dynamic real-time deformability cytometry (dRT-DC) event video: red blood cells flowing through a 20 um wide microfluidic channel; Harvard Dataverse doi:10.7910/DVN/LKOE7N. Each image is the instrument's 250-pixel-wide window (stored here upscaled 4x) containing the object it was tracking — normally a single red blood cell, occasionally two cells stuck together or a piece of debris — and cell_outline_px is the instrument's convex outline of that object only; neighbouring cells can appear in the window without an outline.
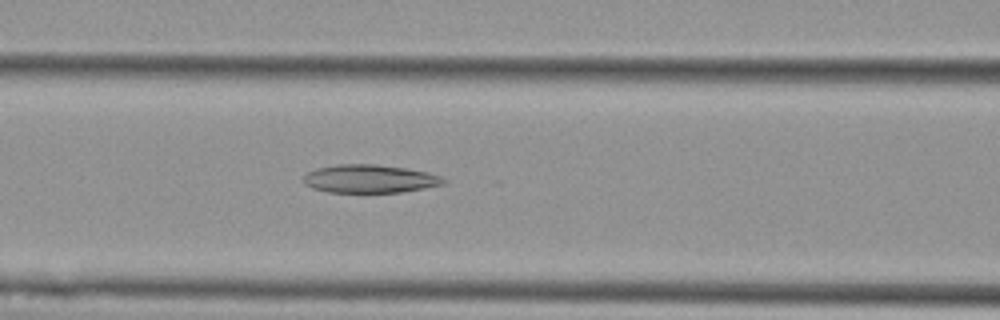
{"species": "Egyptian fruit bat (a non-hibernating species)", "species_latin": "Rousettus aegyptiacus", "temperature_condition": "cold", "stored_images_in_passage": 40, "camera_frame_rate_fps": 3000, "um_per_image_px": 0.085, "animal": {"sex": "female"}, "frame": {"image": 1, "passage_image": 9, "time_ms": 2.667, "image_size_px": [1000, 320], "cell_outline_px": [[448, 180], [444, 184], [424, 188], [400, 192], [328, 192], [312, 188], [304, 184], [304, 176], [308, 172], [316, 168], [336, 164], [376, 164], [404, 168], [428, 172], [440, 176]], "centroid_in_image_um": [31.42, 15.19], "position_along_channel_um": 135.2, "area_um2": 23.0}}
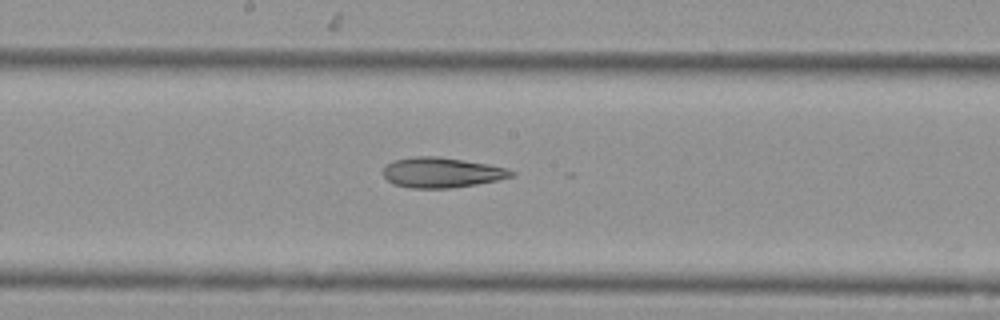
{"frame": {"image": 2, "passage_image": 15, "time_ms": 4.667, "image_size_px": [1000, 320], "cell_outline_px": [[516, 176], [476, 184], [448, 188], [412, 188], [396, 184], [388, 180], [380, 172], [392, 160], [412, 156], [440, 156], [488, 164], [508, 168], [516, 172]], "centroid_in_image_um": [37.55, 14.65], "position_along_channel_um": 210.6, "area_um2": 22.66}}
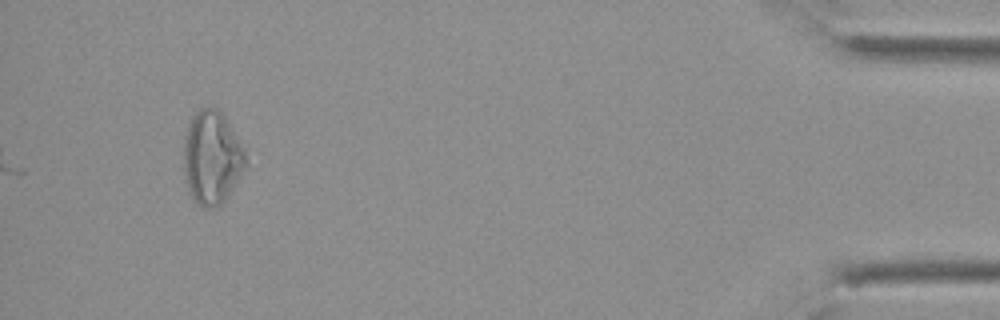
{"frame": {"image": 3, "passage_image": 37, "time_ms": 12.0, "image_size_px": [1000, 320], "cell_outline_px": [[248, 164], [224, 200], [216, 208], [200, 208], [192, 200], [188, 192], [184, 168], [184, 140], [188, 124], [196, 112], [200, 108], [212, 104], [224, 116], [244, 148], [248, 160]], "centroid_in_image_um": [18.01, 13.41], "position_along_channel_um": 417.2, "area_um2": 33.99}, "authors_computed_cell_mechanics": {"area_um2": 23.987, "velocity_mm_per_s": 3.7872, "shape_relaxation_time_tau1_ms": null, "shape_relaxation_time_tau2_ms": 6.2261, "deformation_change_tau1": null, "deformation_change_tau2": 0.1714}}